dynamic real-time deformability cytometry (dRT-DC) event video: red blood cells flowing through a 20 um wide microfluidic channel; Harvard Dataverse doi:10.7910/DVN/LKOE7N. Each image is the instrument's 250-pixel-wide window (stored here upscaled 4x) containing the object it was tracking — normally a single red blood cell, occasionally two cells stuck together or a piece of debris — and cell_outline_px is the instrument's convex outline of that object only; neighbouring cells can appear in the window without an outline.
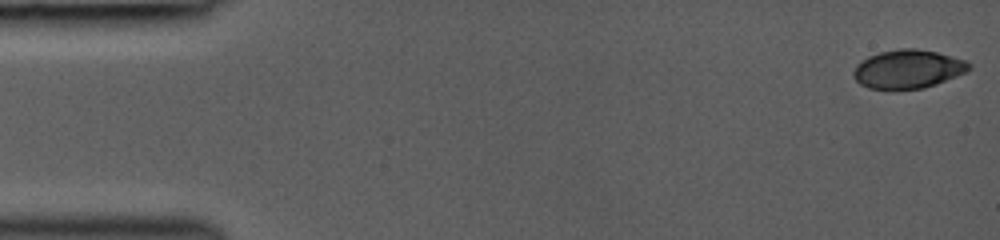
{"species": "common noctule bat (a hibernating species)", "species_latin": "Nyctalus noctula", "temperature_condition": "room temperature", "stored_images_in_passage": 16, "camera_frame_rate_fps": 3000, "um_per_image_px": 0.085, "animal": {"sex": "female", "body_mass_g": 19.0, "forearm_length_mm": 53.3}, "frame": {"image": 1, "passage_image": 1, "time_ms": 0.0, "image_size_px": [1000, 240], "cell_outline_px": [[972, 68], [968, 72], [936, 84], [924, 88], [868, 88], [860, 84], [852, 76], [852, 72], [856, 64], [868, 56], [880, 52], [900, 48], [916, 48], [936, 52], [952, 56], [964, 60], [972, 64]], "centroid_in_image_um": [77.19, 5.86], "position_along_channel_um": 7.8, "area_um2": 26.01}}
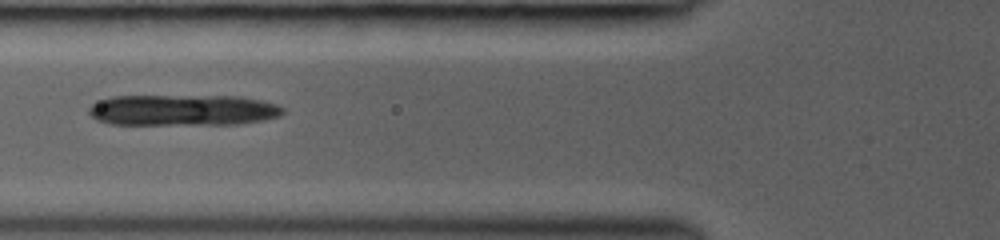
{"frame": {"image": 2, "passage_image": 7, "time_ms": 5.667, "image_size_px": [1000, 240], "cell_outline_px": [[284, 112], [280, 116], [264, 120], [236, 124], [108, 124], [96, 120], [88, 112], [88, 108], [92, 104], [100, 100], [112, 96], [240, 96], [260, 100], [276, 104], [284, 108]], "centroid_in_image_um": [15.53, 9.36], "position_along_channel_um": 110.3, "area_um2": 35.26}}
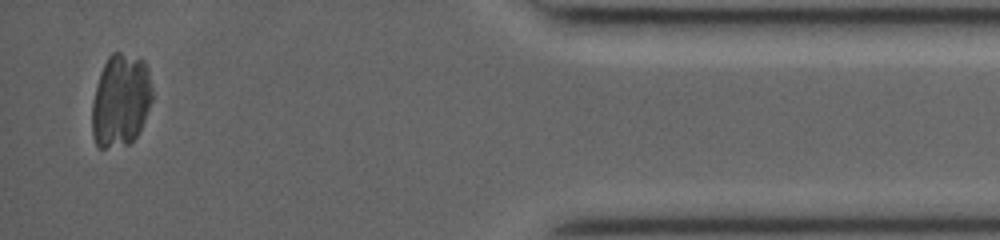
{"frame": {"image": 3, "passage_image": 16, "time_ms": 14.0, "image_size_px": [1000, 240], "cell_outline_px": [[152, 100], [144, 120], [136, 136], [128, 144], [104, 148], [100, 148], [96, 144], [92, 136], [92, 100], [96, 84], [100, 72], [108, 56], [112, 52], [120, 52], [144, 60], [148, 68], [152, 88]], "centroid_in_image_um": [10.24, 8.52], "position_along_channel_um": 425.0, "area_um2": 32.71}}